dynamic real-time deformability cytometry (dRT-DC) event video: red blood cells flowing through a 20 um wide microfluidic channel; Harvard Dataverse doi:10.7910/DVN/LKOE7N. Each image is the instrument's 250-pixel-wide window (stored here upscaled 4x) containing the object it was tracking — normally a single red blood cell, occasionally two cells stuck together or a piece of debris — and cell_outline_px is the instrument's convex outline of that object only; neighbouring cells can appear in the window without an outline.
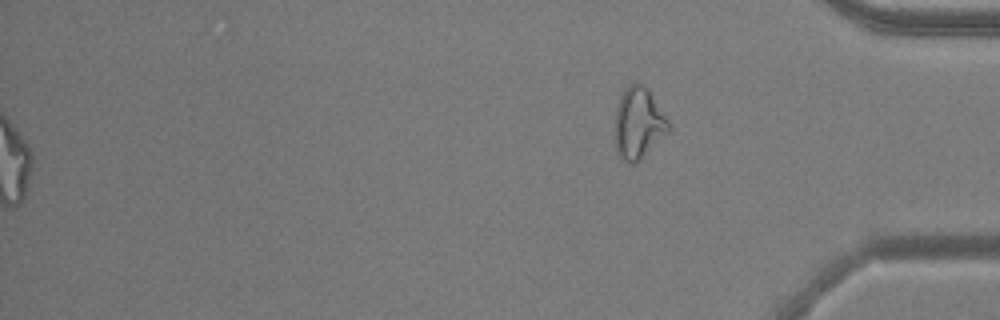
{"species": "common noctule bat (a hibernating species)", "species_latin": "Nyctalus noctula", "temperature_condition": "warm", "stored_images_in_passage": 44, "segment_of_instrument_passage": [2, 2], "camera_frame_rate_fps": 3000, "um_per_image_px": 0.085, "animal": {"sex": "male", "body_mass_g": 20.5, "forearm_length_mm": 52.5}, "frame": {"image": 1, "passage_image": 44, "time_ms": 14.333, "image_size_px": [1000, 320], "cell_outline_px": [[672, 128], [636, 164], [628, 164], [620, 156], [616, 148], [616, 108], [620, 96], [624, 88], [628, 84], [644, 84], [648, 88], [672, 124]], "centroid_in_image_um": [54.31, 10.46], "position_along_channel_um": 380.9, "area_um2": 22.43}}